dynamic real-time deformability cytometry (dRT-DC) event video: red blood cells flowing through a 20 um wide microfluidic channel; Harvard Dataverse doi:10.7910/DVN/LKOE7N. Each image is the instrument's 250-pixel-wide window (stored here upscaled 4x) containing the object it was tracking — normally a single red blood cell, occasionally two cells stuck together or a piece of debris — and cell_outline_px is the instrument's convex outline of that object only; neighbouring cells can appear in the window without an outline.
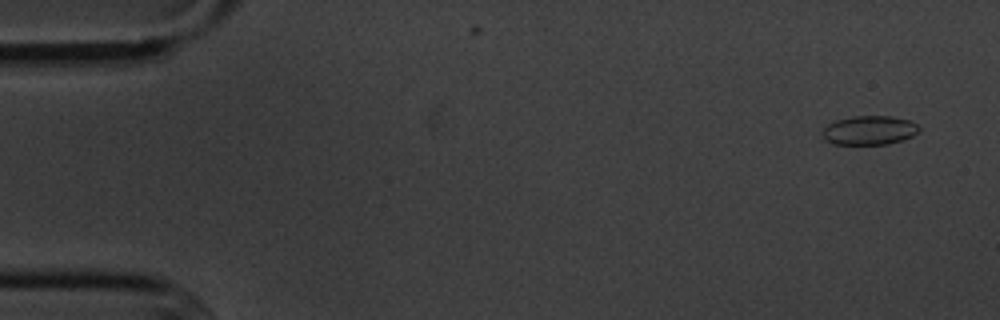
{"species": "common noctule bat (a hibernating species)", "species_latin": "Nyctalus noctula", "temperature_condition": "cold", "stored_images_in_passage": 5, "camera_frame_rate_fps": 3000, "um_per_image_px": 0.085, "animal": {"sex": "male", "body_mass_g": 20.1, "forearm_length_mm": 53.5}, "frame": {"image": 1, "passage_image": 1, "time_ms": 0.0, "image_size_px": [1000, 320], "cell_outline_px": [[920, 128], [912, 136], [904, 140], [888, 144], [832, 144], [824, 140], [824, 128], [828, 124], [836, 120], [856, 116], [892, 116], [908, 120], [916, 124]], "centroid_in_image_um": [73.89, 11.08], "position_along_channel_um": 11.1, "area_um2": 16.24}}